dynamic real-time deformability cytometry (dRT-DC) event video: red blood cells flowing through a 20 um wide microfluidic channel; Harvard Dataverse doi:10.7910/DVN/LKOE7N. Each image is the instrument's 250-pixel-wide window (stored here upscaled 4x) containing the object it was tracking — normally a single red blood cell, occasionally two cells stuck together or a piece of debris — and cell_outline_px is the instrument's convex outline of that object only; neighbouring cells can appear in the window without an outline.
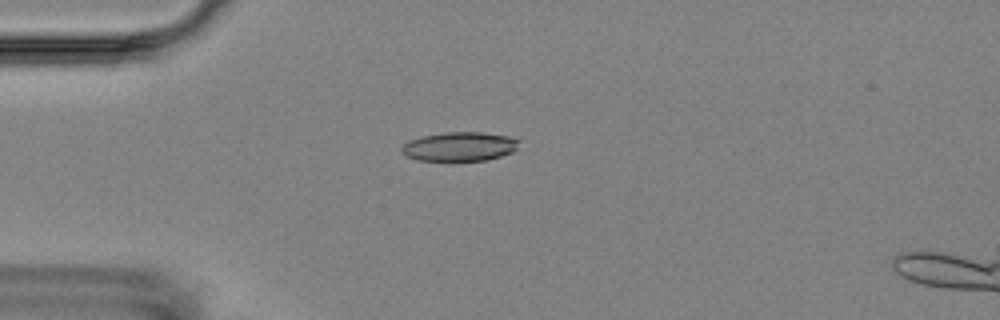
{"species": "Egyptian fruit bat (a non-hibernating species)", "species_latin": "Rousettus aegyptiacus", "temperature_condition": "room temperature", "stored_images_in_passage": 5, "camera_frame_rate_fps": 3000, "um_per_image_px": 0.085, "animal": {"sex": "female"}, "frame": {"image": 1, "passage_image": 4, "time_ms": 4.333, "image_size_px": [1000, 320], "cell_outline_px": [[520, 140], [516, 148], [512, 152], [488, 160], [416, 160], [400, 152], [400, 148], [404, 144], [420, 136], [444, 132], [484, 132], [508, 136]], "centroid_in_image_um": [39.06, 12.44], "position_along_channel_um": 45.9, "area_um2": 19.83}}